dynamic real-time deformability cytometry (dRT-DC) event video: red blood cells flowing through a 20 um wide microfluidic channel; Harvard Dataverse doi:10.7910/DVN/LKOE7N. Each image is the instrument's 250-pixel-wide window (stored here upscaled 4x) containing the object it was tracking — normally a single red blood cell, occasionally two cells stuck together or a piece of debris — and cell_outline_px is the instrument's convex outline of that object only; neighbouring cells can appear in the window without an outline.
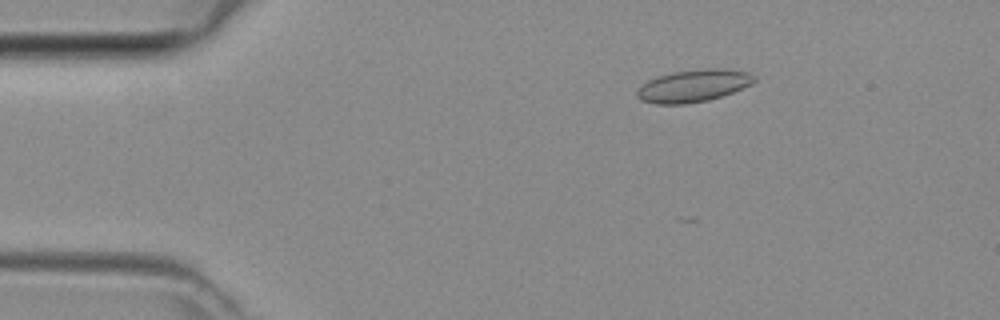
{"species": "common noctule bat (a hibernating species)", "species_latin": "Nyctalus noctula", "temperature_condition": "room temperature", "stored_images_in_passage": 47, "camera_frame_rate_fps": 3000, "um_per_image_px": 0.085, "animal": {"sex": "female", "body_mass_g": 29.2, "forearm_length_mm": 56.3}, "frame": {"image": 1, "passage_image": 8, "time_ms": 2.333, "image_size_px": [1000, 320], "cell_outline_px": [[756, 80], [752, 84], [732, 92], [708, 100], [684, 104], [656, 104], [640, 100], [636, 96], [636, 92], [648, 80], [656, 76], [672, 72], [708, 68], [716, 68], [748, 72], [756, 76]], "centroid_in_image_um": [58.93, 7.29], "position_along_channel_um": 26.1, "area_um2": 21.96}}
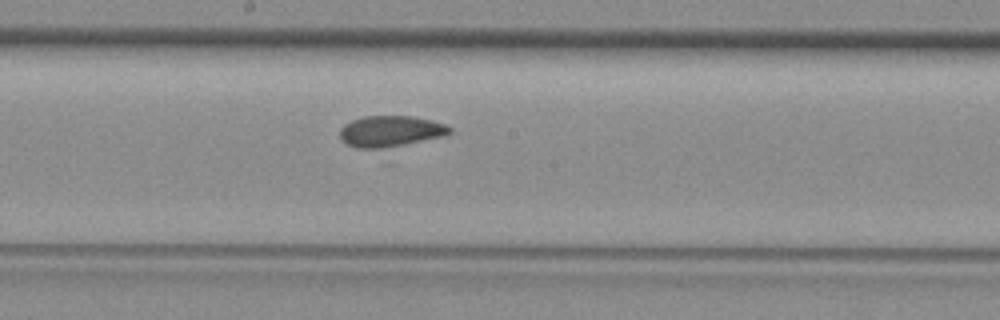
{"frame": {"image": 2, "passage_image": 25, "time_ms": 8.0, "image_size_px": [1000, 320], "cell_outline_px": [[452, 132], [444, 136], [392, 148], [356, 148], [348, 144], [340, 136], [340, 128], [344, 124], [352, 120], [364, 116], [412, 116], [432, 120], [444, 124], [452, 128]], "centroid_in_image_um": [33.22, 11.16], "position_along_channel_um": 215.0, "area_um2": 20.06}}
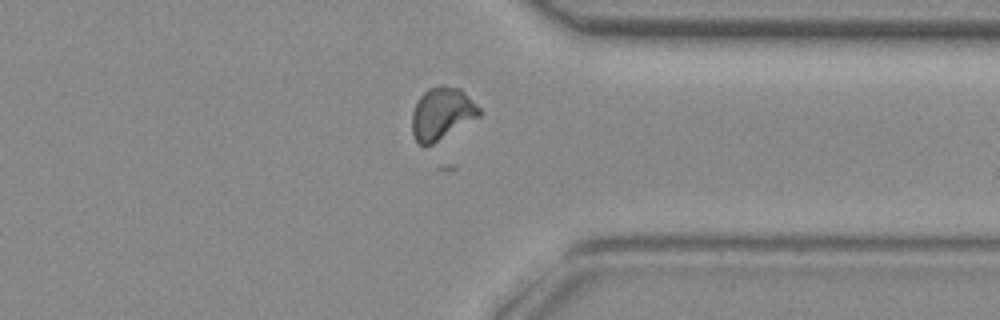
{"frame": {"image": 3, "passage_image": 36, "time_ms": 11.667, "image_size_px": [1000, 320], "cell_outline_px": [[480, 116], [432, 144], [420, 144], [412, 136], [412, 112], [420, 96], [428, 88], [440, 84], [444, 84], [460, 88], [480, 108]], "centroid_in_image_um": [37.55, 9.62], "position_along_channel_um": 373.9, "area_um2": 20.35}}